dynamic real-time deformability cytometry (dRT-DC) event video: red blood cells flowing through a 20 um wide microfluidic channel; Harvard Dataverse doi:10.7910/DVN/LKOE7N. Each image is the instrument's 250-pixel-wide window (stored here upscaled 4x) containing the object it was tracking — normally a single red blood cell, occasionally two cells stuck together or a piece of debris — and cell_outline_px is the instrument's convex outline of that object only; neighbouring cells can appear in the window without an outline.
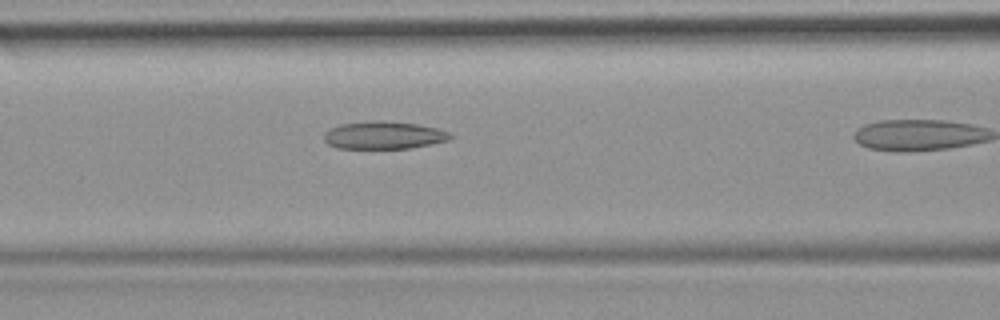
{"species": "common noctule bat (a hibernating species)", "species_latin": "Nyctalus noctula", "temperature_condition": "room temperature", "stored_images_in_passage": 9, "camera_frame_rate_fps": 3000, "um_per_image_px": 0.085, "animal": {"sex": "female", "body_mass_g": 19.9}, "frame": {"image": 1, "passage_image": 6, "time_ms": 1.667, "image_size_px": [1000, 320], "cell_outline_px": [[452, 136], [448, 140], [408, 148], [336, 148], [328, 144], [324, 140], [324, 132], [340, 124], [372, 120], [384, 120], [416, 124], [436, 128], [448, 132]], "centroid_in_image_um": [32.57, 11.48], "position_along_channel_um": 134.0, "area_um2": 20.17}}